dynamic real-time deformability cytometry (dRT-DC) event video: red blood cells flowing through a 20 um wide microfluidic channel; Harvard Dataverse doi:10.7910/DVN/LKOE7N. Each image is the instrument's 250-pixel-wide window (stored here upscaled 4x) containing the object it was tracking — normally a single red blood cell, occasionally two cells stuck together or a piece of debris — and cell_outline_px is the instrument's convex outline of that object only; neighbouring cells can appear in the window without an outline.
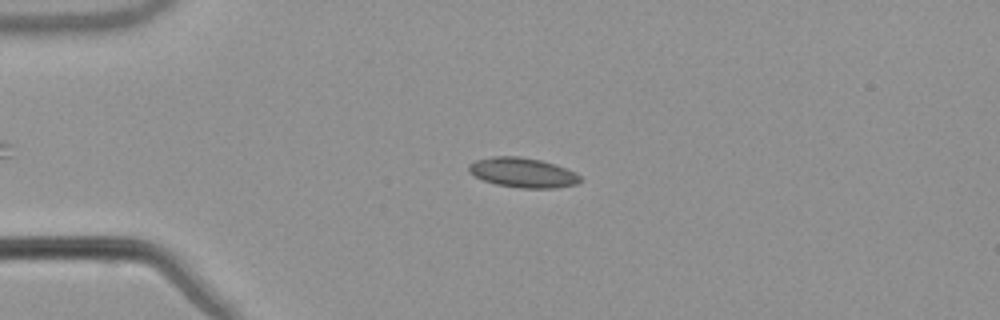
{"species": "common noctule bat (a hibernating species)", "species_latin": "Nyctalus noctula", "temperature_condition": "warm", "stored_images_in_passage": 48, "camera_frame_rate_fps": 3000, "um_per_image_px": 0.085, "animal": {"sex": "male", "body_mass_g": 21.5, "forearm_length_mm": 52.0}, "frame": {"image": 1, "passage_image": 13, "time_ms": 4.0, "image_size_px": [1000, 320], "cell_outline_px": [[580, 180], [576, 184], [556, 188], [520, 188], [496, 184], [484, 180], [468, 172], [468, 164], [476, 160], [492, 156], [520, 156], [540, 160], [576, 172], [580, 176]], "centroid_in_image_um": [44.41, 14.67], "position_along_channel_um": 40.6, "area_um2": 19.19}}
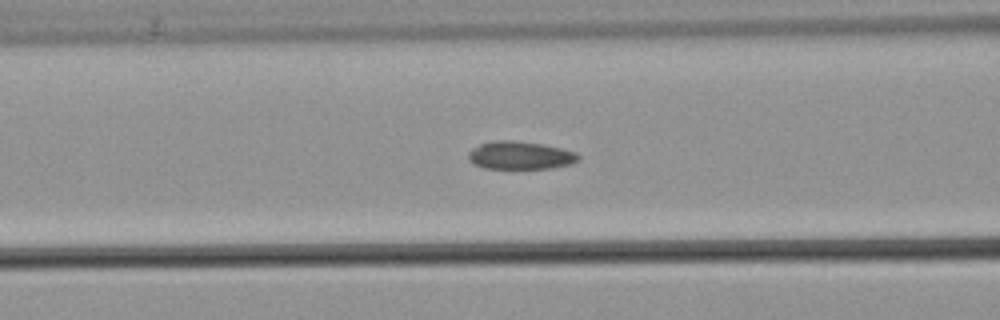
{"frame": {"image": 2, "passage_image": 22, "time_ms": 7.0, "image_size_px": [1000, 320], "cell_outline_px": [[580, 160], [572, 164], [548, 168], [484, 168], [476, 164], [468, 156], [468, 152], [472, 148], [480, 144], [492, 140], [512, 140], [540, 144], [560, 148], [576, 152], [580, 156]], "centroid_in_image_um": [44.24, 13.2], "position_along_channel_um": 122.4, "area_um2": 17.74}}
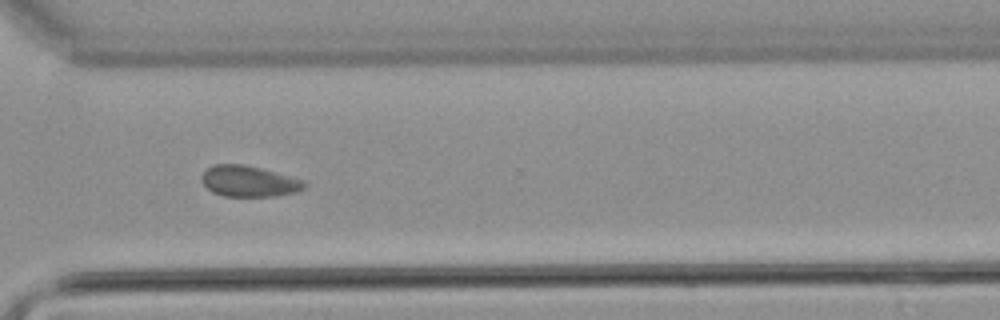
{"frame": {"image": 3, "passage_image": 40, "time_ms": 13.0, "image_size_px": [1000, 320], "cell_outline_px": [[308, 184], [304, 188], [296, 192], [276, 196], [224, 196], [212, 192], [204, 184], [200, 176], [212, 164], [244, 164], [260, 168], [304, 180]], "centroid_in_image_um": [21.16, 15.41], "position_along_channel_um": 349.4, "area_um2": 18.5}, "authors_computed_cell_mechanics": {"area_um2": 18.6983, "velocity_mm_per_s": 3.7894, "shape_relaxation_time_tau1_ms": null, "shape_relaxation_time_tau2_ms": 1.6581, "deformation_change_tau1": null, "deformation_change_tau2": 0.0493}}